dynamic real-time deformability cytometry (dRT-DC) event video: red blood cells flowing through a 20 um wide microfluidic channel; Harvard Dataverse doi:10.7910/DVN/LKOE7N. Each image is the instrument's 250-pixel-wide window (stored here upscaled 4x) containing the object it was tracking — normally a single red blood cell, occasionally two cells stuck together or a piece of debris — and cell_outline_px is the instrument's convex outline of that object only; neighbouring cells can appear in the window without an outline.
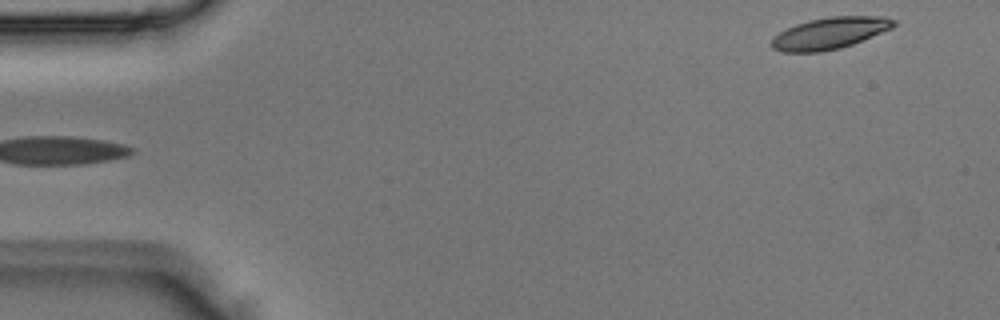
{"species": "Egyptian fruit bat (a non-hibernating species)", "species_latin": "Rousettus aegyptiacus", "temperature_condition": "room temperature", "stored_images_in_passage": 3, "segment_of_instrument_passage": [2, 2], "camera_frame_rate_fps": 3000, "um_per_image_px": 0.085, "animal": {"sex": "male"}, "frame": {"image": 1, "passage_image": 3, "time_ms": 0.667, "image_size_px": [1000, 320], "cell_outline_px": [[896, 24], [892, 28], [852, 44], [840, 48], [820, 52], [784, 52], [772, 48], [768, 44], [772, 36], [796, 24], [808, 20], [832, 16], [884, 16], [896, 20]], "centroid_in_image_um": [70.5, 2.82], "position_along_channel_um": 14.5, "area_um2": 22.6}}